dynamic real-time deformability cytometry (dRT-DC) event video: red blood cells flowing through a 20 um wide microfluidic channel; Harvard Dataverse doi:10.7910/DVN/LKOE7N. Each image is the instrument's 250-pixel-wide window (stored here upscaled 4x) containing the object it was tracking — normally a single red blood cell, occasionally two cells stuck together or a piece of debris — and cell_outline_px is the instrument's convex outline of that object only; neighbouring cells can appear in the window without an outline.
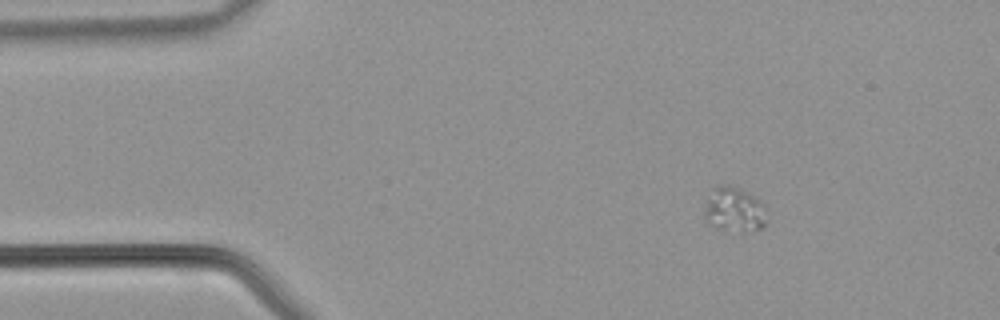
{"species": "common noctule bat (a hibernating species)", "species_latin": "Nyctalus noctula", "temperature_condition": "warm", "stored_images_in_passage": 38, "camera_frame_rate_fps": 3000, "um_per_image_px": 0.085, "animal": {"sex": "male", "body_mass_g": 21.5, "forearm_length_mm": 52.0}, "frame": {"image": 1, "passage_image": 1, "time_ms": 0.0, "image_size_px": [1000, 320], "cell_outline_px": [[764, 224], [760, 228], [740, 232], [724, 232], [716, 228], [704, 220], [704, 212], [708, 188], [716, 184], [728, 184], [740, 188], [764, 204]], "centroid_in_image_um": [62.29, 17.79], "position_along_channel_um": 22.7, "area_um2": 16.7}}
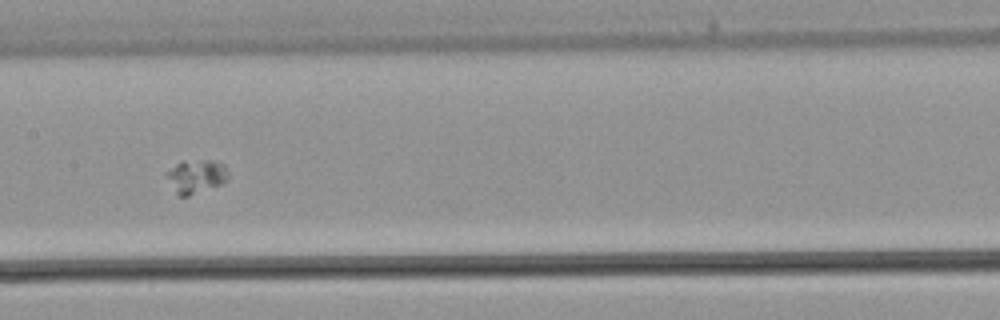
{"frame": {"image": 2, "passage_image": 16, "time_ms": 5.0, "image_size_px": [1000, 320], "cell_outline_px": [[228, 180], [220, 184], [188, 196], [180, 196], [176, 192], [164, 172], [180, 160], [212, 160], [224, 164], [228, 176]], "centroid_in_image_um": [16.65, 14.95], "position_along_channel_um": 190.7, "area_um2": 12.02}}
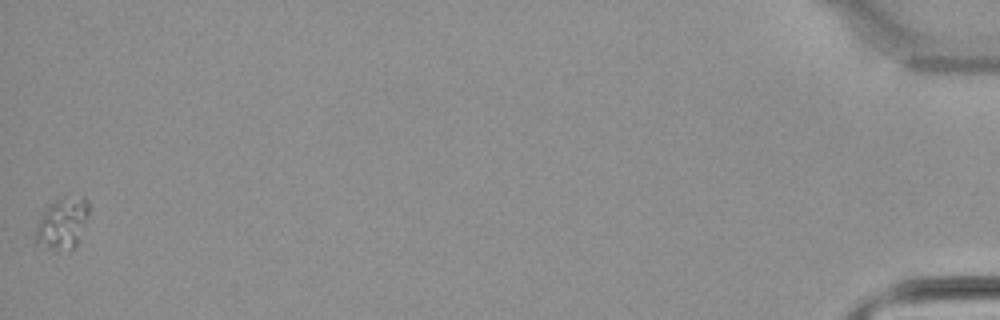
{"frame": {"image": 3, "passage_image": 38, "time_ms": 12.333, "image_size_px": [1000, 320], "cell_outline_px": [[88, 212], [76, 244], [72, 248], [48, 248], [36, 240], [36, 224], [40, 216], [56, 200], [64, 196], [88, 200]], "centroid_in_image_um": [5.28, 18.95], "position_along_channel_um": 429.9, "area_um2": 14.85}}